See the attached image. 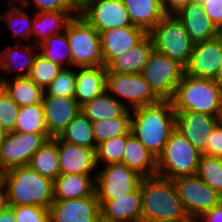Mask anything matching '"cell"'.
Returning <instances> with one entry per match:
<instances>
[{
    "label": "cell",
    "instance_id": "1",
    "mask_svg": "<svg viewBox=\"0 0 222 222\" xmlns=\"http://www.w3.org/2000/svg\"><path fill=\"white\" fill-rule=\"evenodd\" d=\"M176 129L172 100L131 110V132L157 158Z\"/></svg>",
    "mask_w": 222,
    "mask_h": 222
},
{
    "label": "cell",
    "instance_id": "2",
    "mask_svg": "<svg viewBox=\"0 0 222 222\" xmlns=\"http://www.w3.org/2000/svg\"><path fill=\"white\" fill-rule=\"evenodd\" d=\"M141 222L193 219L186 213L173 180L154 175L141 180Z\"/></svg>",
    "mask_w": 222,
    "mask_h": 222
},
{
    "label": "cell",
    "instance_id": "3",
    "mask_svg": "<svg viewBox=\"0 0 222 222\" xmlns=\"http://www.w3.org/2000/svg\"><path fill=\"white\" fill-rule=\"evenodd\" d=\"M172 103L175 111L199 112L222 119V82L184 73Z\"/></svg>",
    "mask_w": 222,
    "mask_h": 222
},
{
    "label": "cell",
    "instance_id": "4",
    "mask_svg": "<svg viewBox=\"0 0 222 222\" xmlns=\"http://www.w3.org/2000/svg\"><path fill=\"white\" fill-rule=\"evenodd\" d=\"M10 206L49 207L54 200V181L41 176L29 165L15 167L2 174Z\"/></svg>",
    "mask_w": 222,
    "mask_h": 222
},
{
    "label": "cell",
    "instance_id": "5",
    "mask_svg": "<svg viewBox=\"0 0 222 222\" xmlns=\"http://www.w3.org/2000/svg\"><path fill=\"white\" fill-rule=\"evenodd\" d=\"M201 154L175 129L171 133L163 151L157 157L156 175L171 180L196 175Z\"/></svg>",
    "mask_w": 222,
    "mask_h": 222
},
{
    "label": "cell",
    "instance_id": "6",
    "mask_svg": "<svg viewBox=\"0 0 222 222\" xmlns=\"http://www.w3.org/2000/svg\"><path fill=\"white\" fill-rule=\"evenodd\" d=\"M65 31L70 44L73 67L103 66L100 33L91 24L77 14L68 21Z\"/></svg>",
    "mask_w": 222,
    "mask_h": 222
},
{
    "label": "cell",
    "instance_id": "7",
    "mask_svg": "<svg viewBox=\"0 0 222 222\" xmlns=\"http://www.w3.org/2000/svg\"><path fill=\"white\" fill-rule=\"evenodd\" d=\"M149 35L156 51L187 66L194 43L176 15H165Z\"/></svg>",
    "mask_w": 222,
    "mask_h": 222
},
{
    "label": "cell",
    "instance_id": "8",
    "mask_svg": "<svg viewBox=\"0 0 222 222\" xmlns=\"http://www.w3.org/2000/svg\"><path fill=\"white\" fill-rule=\"evenodd\" d=\"M184 73L185 68L181 64L155 49L141 72L161 100H172Z\"/></svg>",
    "mask_w": 222,
    "mask_h": 222
},
{
    "label": "cell",
    "instance_id": "9",
    "mask_svg": "<svg viewBox=\"0 0 222 222\" xmlns=\"http://www.w3.org/2000/svg\"><path fill=\"white\" fill-rule=\"evenodd\" d=\"M106 91L122 104L126 103L129 110L161 101L141 73H107Z\"/></svg>",
    "mask_w": 222,
    "mask_h": 222
},
{
    "label": "cell",
    "instance_id": "10",
    "mask_svg": "<svg viewBox=\"0 0 222 222\" xmlns=\"http://www.w3.org/2000/svg\"><path fill=\"white\" fill-rule=\"evenodd\" d=\"M78 14L99 33L133 26L122 0H79Z\"/></svg>",
    "mask_w": 222,
    "mask_h": 222
},
{
    "label": "cell",
    "instance_id": "11",
    "mask_svg": "<svg viewBox=\"0 0 222 222\" xmlns=\"http://www.w3.org/2000/svg\"><path fill=\"white\" fill-rule=\"evenodd\" d=\"M173 182L190 218H199L222 201V196L197 174L178 177Z\"/></svg>",
    "mask_w": 222,
    "mask_h": 222
},
{
    "label": "cell",
    "instance_id": "12",
    "mask_svg": "<svg viewBox=\"0 0 222 222\" xmlns=\"http://www.w3.org/2000/svg\"><path fill=\"white\" fill-rule=\"evenodd\" d=\"M52 138L49 134L8 132L0 147V170L29 165L34 153Z\"/></svg>",
    "mask_w": 222,
    "mask_h": 222
},
{
    "label": "cell",
    "instance_id": "13",
    "mask_svg": "<svg viewBox=\"0 0 222 222\" xmlns=\"http://www.w3.org/2000/svg\"><path fill=\"white\" fill-rule=\"evenodd\" d=\"M142 178L122 163H110L97 170L95 192L99 202L116 199L134 191Z\"/></svg>",
    "mask_w": 222,
    "mask_h": 222
},
{
    "label": "cell",
    "instance_id": "14",
    "mask_svg": "<svg viewBox=\"0 0 222 222\" xmlns=\"http://www.w3.org/2000/svg\"><path fill=\"white\" fill-rule=\"evenodd\" d=\"M221 52V32L214 39L194 44L185 74L222 82Z\"/></svg>",
    "mask_w": 222,
    "mask_h": 222
},
{
    "label": "cell",
    "instance_id": "15",
    "mask_svg": "<svg viewBox=\"0 0 222 222\" xmlns=\"http://www.w3.org/2000/svg\"><path fill=\"white\" fill-rule=\"evenodd\" d=\"M48 209L50 222L100 221V203L96 194L78 199L53 200Z\"/></svg>",
    "mask_w": 222,
    "mask_h": 222
},
{
    "label": "cell",
    "instance_id": "16",
    "mask_svg": "<svg viewBox=\"0 0 222 222\" xmlns=\"http://www.w3.org/2000/svg\"><path fill=\"white\" fill-rule=\"evenodd\" d=\"M175 112L176 130L203 154L211 131L220 118L192 111Z\"/></svg>",
    "mask_w": 222,
    "mask_h": 222
},
{
    "label": "cell",
    "instance_id": "17",
    "mask_svg": "<svg viewBox=\"0 0 222 222\" xmlns=\"http://www.w3.org/2000/svg\"><path fill=\"white\" fill-rule=\"evenodd\" d=\"M58 151L60 174L97 175L96 149L68 143L58 137Z\"/></svg>",
    "mask_w": 222,
    "mask_h": 222
},
{
    "label": "cell",
    "instance_id": "18",
    "mask_svg": "<svg viewBox=\"0 0 222 222\" xmlns=\"http://www.w3.org/2000/svg\"><path fill=\"white\" fill-rule=\"evenodd\" d=\"M42 104L47 131L52 138L59 136L66 126L82 112L80 104L71 97L43 95Z\"/></svg>",
    "mask_w": 222,
    "mask_h": 222
},
{
    "label": "cell",
    "instance_id": "19",
    "mask_svg": "<svg viewBox=\"0 0 222 222\" xmlns=\"http://www.w3.org/2000/svg\"><path fill=\"white\" fill-rule=\"evenodd\" d=\"M148 33L140 27H116L100 33L103 66L107 67L114 59L140 43Z\"/></svg>",
    "mask_w": 222,
    "mask_h": 222
},
{
    "label": "cell",
    "instance_id": "20",
    "mask_svg": "<svg viewBox=\"0 0 222 222\" xmlns=\"http://www.w3.org/2000/svg\"><path fill=\"white\" fill-rule=\"evenodd\" d=\"M99 203L102 222H141V183L130 193Z\"/></svg>",
    "mask_w": 222,
    "mask_h": 222
},
{
    "label": "cell",
    "instance_id": "21",
    "mask_svg": "<svg viewBox=\"0 0 222 222\" xmlns=\"http://www.w3.org/2000/svg\"><path fill=\"white\" fill-rule=\"evenodd\" d=\"M175 15L194 44L214 39L220 34L199 2L191 1Z\"/></svg>",
    "mask_w": 222,
    "mask_h": 222
},
{
    "label": "cell",
    "instance_id": "22",
    "mask_svg": "<svg viewBox=\"0 0 222 222\" xmlns=\"http://www.w3.org/2000/svg\"><path fill=\"white\" fill-rule=\"evenodd\" d=\"M30 42H27V45L23 44L24 42H15L14 45L5 47L0 52V69L7 74L14 72L13 77L28 76L39 52L38 46Z\"/></svg>",
    "mask_w": 222,
    "mask_h": 222
},
{
    "label": "cell",
    "instance_id": "23",
    "mask_svg": "<svg viewBox=\"0 0 222 222\" xmlns=\"http://www.w3.org/2000/svg\"><path fill=\"white\" fill-rule=\"evenodd\" d=\"M76 91L74 98L82 107L106 90L105 66L76 67Z\"/></svg>",
    "mask_w": 222,
    "mask_h": 222
},
{
    "label": "cell",
    "instance_id": "24",
    "mask_svg": "<svg viewBox=\"0 0 222 222\" xmlns=\"http://www.w3.org/2000/svg\"><path fill=\"white\" fill-rule=\"evenodd\" d=\"M122 164L142 179L156 175L157 158L131 133L127 137Z\"/></svg>",
    "mask_w": 222,
    "mask_h": 222
},
{
    "label": "cell",
    "instance_id": "25",
    "mask_svg": "<svg viewBox=\"0 0 222 222\" xmlns=\"http://www.w3.org/2000/svg\"><path fill=\"white\" fill-rule=\"evenodd\" d=\"M34 14L31 30V38H34V42L30 43L39 46L50 36L65 31L68 21L77 15L78 11H50Z\"/></svg>",
    "mask_w": 222,
    "mask_h": 222
},
{
    "label": "cell",
    "instance_id": "26",
    "mask_svg": "<svg viewBox=\"0 0 222 222\" xmlns=\"http://www.w3.org/2000/svg\"><path fill=\"white\" fill-rule=\"evenodd\" d=\"M154 49V43L148 34L140 43L123 55L114 59L106 68L107 73H141Z\"/></svg>",
    "mask_w": 222,
    "mask_h": 222
},
{
    "label": "cell",
    "instance_id": "27",
    "mask_svg": "<svg viewBox=\"0 0 222 222\" xmlns=\"http://www.w3.org/2000/svg\"><path fill=\"white\" fill-rule=\"evenodd\" d=\"M96 175L60 174L53 185L54 200L78 199L95 195Z\"/></svg>",
    "mask_w": 222,
    "mask_h": 222
},
{
    "label": "cell",
    "instance_id": "28",
    "mask_svg": "<svg viewBox=\"0 0 222 222\" xmlns=\"http://www.w3.org/2000/svg\"><path fill=\"white\" fill-rule=\"evenodd\" d=\"M127 8L133 26L145 30L148 34L166 15L161 0H122Z\"/></svg>",
    "mask_w": 222,
    "mask_h": 222
},
{
    "label": "cell",
    "instance_id": "29",
    "mask_svg": "<svg viewBox=\"0 0 222 222\" xmlns=\"http://www.w3.org/2000/svg\"><path fill=\"white\" fill-rule=\"evenodd\" d=\"M0 85L19 106H30L42 103L44 90L29 76L8 77L0 76Z\"/></svg>",
    "mask_w": 222,
    "mask_h": 222
},
{
    "label": "cell",
    "instance_id": "30",
    "mask_svg": "<svg viewBox=\"0 0 222 222\" xmlns=\"http://www.w3.org/2000/svg\"><path fill=\"white\" fill-rule=\"evenodd\" d=\"M81 109L91 122L131 117V110L127 108L126 104H122L106 90L83 105Z\"/></svg>",
    "mask_w": 222,
    "mask_h": 222
},
{
    "label": "cell",
    "instance_id": "31",
    "mask_svg": "<svg viewBox=\"0 0 222 222\" xmlns=\"http://www.w3.org/2000/svg\"><path fill=\"white\" fill-rule=\"evenodd\" d=\"M29 166L53 181L60 175L58 136L45 141L32 156Z\"/></svg>",
    "mask_w": 222,
    "mask_h": 222
},
{
    "label": "cell",
    "instance_id": "32",
    "mask_svg": "<svg viewBox=\"0 0 222 222\" xmlns=\"http://www.w3.org/2000/svg\"><path fill=\"white\" fill-rule=\"evenodd\" d=\"M7 4L9 6L6 8L5 15L0 13V28L2 22H5L8 28L12 31V36H14L15 42L21 43V39H27V41L31 40L33 17L24 11L23 5H21L22 8H20V4L18 5V3H15L16 5L13 3Z\"/></svg>",
    "mask_w": 222,
    "mask_h": 222
},
{
    "label": "cell",
    "instance_id": "33",
    "mask_svg": "<svg viewBox=\"0 0 222 222\" xmlns=\"http://www.w3.org/2000/svg\"><path fill=\"white\" fill-rule=\"evenodd\" d=\"M62 141L96 149L92 122L80 112L58 136Z\"/></svg>",
    "mask_w": 222,
    "mask_h": 222
},
{
    "label": "cell",
    "instance_id": "34",
    "mask_svg": "<svg viewBox=\"0 0 222 222\" xmlns=\"http://www.w3.org/2000/svg\"><path fill=\"white\" fill-rule=\"evenodd\" d=\"M38 49L39 53L51 62L72 69L71 50L66 31L50 36L38 46Z\"/></svg>",
    "mask_w": 222,
    "mask_h": 222
},
{
    "label": "cell",
    "instance_id": "35",
    "mask_svg": "<svg viewBox=\"0 0 222 222\" xmlns=\"http://www.w3.org/2000/svg\"><path fill=\"white\" fill-rule=\"evenodd\" d=\"M14 132L48 134L43 104L20 107Z\"/></svg>",
    "mask_w": 222,
    "mask_h": 222
},
{
    "label": "cell",
    "instance_id": "36",
    "mask_svg": "<svg viewBox=\"0 0 222 222\" xmlns=\"http://www.w3.org/2000/svg\"><path fill=\"white\" fill-rule=\"evenodd\" d=\"M131 133L130 131L126 135L112 137L97 145L96 162L98 167L101 164L104 166L110 163H122L127 137Z\"/></svg>",
    "mask_w": 222,
    "mask_h": 222
},
{
    "label": "cell",
    "instance_id": "37",
    "mask_svg": "<svg viewBox=\"0 0 222 222\" xmlns=\"http://www.w3.org/2000/svg\"><path fill=\"white\" fill-rule=\"evenodd\" d=\"M96 144L115 136L126 135L131 131V117H118L111 120L92 122Z\"/></svg>",
    "mask_w": 222,
    "mask_h": 222
},
{
    "label": "cell",
    "instance_id": "38",
    "mask_svg": "<svg viewBox=\"0 0 222 222\" xmlns=\"http://www.w3.org/2000/svg\"><path fill=\"white\" fill-rule=\"evenodd\" d=\"M197 175L222 196V158L201 154Z\"/></svg>",
    "mask_w": 222,
    "mask_h": 222
},
{
    "label": "cell",
    "instance_id": "39",
    "mask_svg": "<svg viewBox=\"0 0 222 222\" xmlns=\"http://www.w3.org/2000/svg\"><path fill=\"white\" fill-rule=\"evenodd\" d=\"M62 69L59 64L51 62L38 52L28 76L45 90Z\"/></svg>",
    "mask_w": 222,
    "mask_h": 222
},
{
    "label": "cell",
    "instance_id": "40",
    "mask_svg": "<svg viewBox=\"0 0 222 222\" xmlns=\"http://www.w3.org/2000/svg\"><path fill=\"white\" fill-rule=\"evenodd\" d=\"M76 91V68H63L50 85L44 90V95L66 96L74 98Z\"/></svg>",
    "mask_w": 222,
    "mask_h": 222
},
{
    "label": "cell",
    "instance_id": "41",
    "mask_svg": "<svg viewBox=\"0 0 222 222\" xmlns=\"http://www.w3.org/2000/svg\"><path fill=\"white\" fill-rule=\"evenodd\" d=\"M20 107L0 85V126L8 133L15 130Z\"/></svg>",
    "mask_w": 222,
    "mask_h": 222
},
{
    "label": "cell",
    "instance_id": "42",
    "mask_svg": "<svg viewBox=\"0 0 222 222\" xmlns=\"http://www.w3.org/2000/svg\"><path fill=\"white\" fill-rule=\"evenodd\" d=\"M19 3L27 9L32 4L36 12L78 11L79 0H21Z\"/></svg>",
    "mask_w": 222,
    "mask_h": 222
},
{
    "label": "cell",
    "instance_id": "43",
    "mask_svg": "<svg viewBox=\"0 0 222 222\" xmlns=\"http://www.w3.org/2000/svg\"><path fill=\"white\" fill-rule=\"evenodd\" d=\"M14 211L16 222H50L49 207L34 205L10 206Z\"/></svg>",
    "mask_w": 222,
    "mask_h": 222
},
{
    "label": "cell",
    "instance_id": "44",
    "mask_svg": "<svg viewBox=\"0 0 222 222\" xmlns=\"http://www.w3.org/2000/svg\"><path fill=\"white\" fill-rule=\"evenodd\" d=\"M203 154L222 158V119L213 127Z\"/></svg>",
    "mask_w": 222,
    "mask_h": 222
},
{
    "label": "cell",
    "instance_id": "45",
    "mask_svg": "<svg viewBox=\"0 0 222 222\" xmlns=\"http://www.w3.org/2000/svg\"><path fill=\"white\" fill-rule=\"evenodd\" d=\"M202 6L212 23L222 32V0H206Z\"/></svg>",
    "mask_w": 222,
    "mask_h": 222
},
{
    "label": "cell",
    "instance_id": "46",
    "mask_svg": "<svg viewBox=\"0 0 222 222\" xmlns=\"http://www.w3.org/2000/svg\"><path fill=\"white\" fill-rule=\"evenodd\" d=\"M193 0H163L166 15H175Z\"/></svg>",
    "mask_w": 222,
    "mask_h": 222
},
{
    "label": "cell",
    "instance_id": "47",
    "mask_svg": "<svg viewBox=\"0 0 222 222\" xmlns=\"http://www.w3.org/2000/svg\"><path fill=\"white\" fill-rule=\"evenodd\" d=\"M198 219L201 222H222V201L211 210L204 212Z\"/></svg>",
    "mask_w": 222,
    "mask_h": 222
},
{
    "label": "cell",
    "instance_id": "48",
    "mask_svg": "<svg viewBox=\"0 0 222 222\" xmlns=\"http://www.w3.org/2000/svg\"><path fill=\"white\" fill-rule=\"evenodd\" d=\"M8 191L3 181L0 182V213L9 207Z\"/></svg>",
    "mask_w": 222,
    "mask_h": 222
},
{
    "label": "cell",
    "instance_id": "49",
    "mask_svg": "<svg viewBox=\"0 0 222 222\" xmlns=\"http://www.w3.org/2000/svg\"><path fill=\"white\" fill-rule=\"evenodd\" d=\"M0 222H16L14 211L10 206L0 213Z\"/></svg>",
    "mask_w": 222,
    "mask_h": 222
},
{
    "label": "cell",
    "instance_id": "50",
    "mask_svg": "<svg viewBox=\"0 0 222 222\" xmlns=\"http://www.w3.org/2000/svg\"><path fill=\"white\" fill-rule=\"evenodd\" d=\"M7 135V132L0 126V147Z\"/></svg>",
    "mask_w": 222,
    "mask_h": 222
},
{
    "label": "cell",
    "instance_id": "51",
    "mask_svg": "<svg viewBox=\"0 0 222 222\" xmlns=\"http://www.w3.org/2000/svg\"><path fill=\"white\" fill-rule=\"evenodd\" d=\"M192 219H182V220H169V221H162V222H190Z\"/></svg>",
    "mask_w": 222,
    "mask_h": 222
},
{
    "label": "cell",
    "instance_id": "52",
    "mask_svg": "<svg viewBox=\"0 0 222 222\" xmlns=\"http://www.w3.org/2000/svg\"><path fill=\"white\" fill-rule=\"evenodd\" d=\"M21 0H8V2L7 3H18L19 4V2H20Z\"/></svg>",
    "mask_w": 222,
    "mask_h": 222
},
{
    "label": "cell",
    "instance_id": "53",
    "mask_svg": "<svg viewBox=\"0 0 222 222\" xmlns=\"http://www.w3.org/2000/svg\"><path fill=\"white\" fill-rule=\"evenodd\" d=\"M190 222H201L198 218H193Z\"/></svg>",
    "mask_w": 222,
    "mask_h": 222
},
{
    "label": "cell",
    "instance_id": "54",
    "mask_svg": "<svg viewBox=\"0 0 222 222\" xmlns=\"http://www.w3.org/2000/svg\"><path fill=\"white\" fill-rule=\"evenodd\" d=\"M193 1H196V2H199L200 4H203L206 0H193Z\"/></svg>",
    "mask_w": 222,
    "mask_h": 222
},
{
    "label": "cell",
    "instance_id": "55",
    "mask_svg": "<svg viewBox=\"0 0 222 222\" xmlns=\"http://www.w3.org/2000/svg\"><path fill=\"white\" fill-rule=\"evenodd\" d=\"M221 48H222V32H221ZM222 55V52H221ZM221 65H222V56H221Z\"/></svg>",
    "mask_w": 222,
    "mask_h": 222
},
{
    "label": "cell",
    "instance_id": "56",
    "mask_svg": "<svg viewBox=\"0 0 222 222\" xmlns=\"http://www.w3.org/2000/svg\"><path fill=\"white\" fill-rule=\"evenodd\" d=\"M2 174L3 172L0 170V182L2 181Z\"/></svg>",
    "mask_w": 222,
    "mask_h": 222
}]
</instances>
